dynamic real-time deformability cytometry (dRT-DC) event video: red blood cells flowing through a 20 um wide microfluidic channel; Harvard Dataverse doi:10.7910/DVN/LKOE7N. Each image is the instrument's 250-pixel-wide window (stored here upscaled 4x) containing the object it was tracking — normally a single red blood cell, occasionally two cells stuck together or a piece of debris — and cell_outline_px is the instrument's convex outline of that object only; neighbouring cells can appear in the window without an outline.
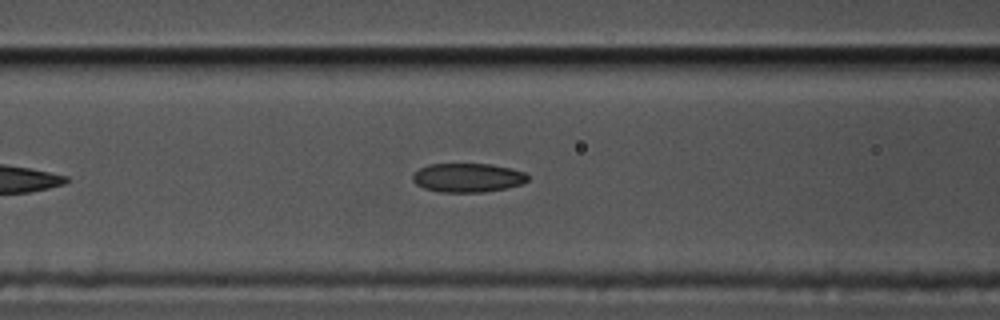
{"species": "common noctule bat (a hibernating species)", "species_latin": "Nyctalus noctula", "temperature_condition": "cold", "stored_images_in_passage": 25, "camera_frame_rate_fps": 3000, "um_per_image_px": 0.085, "animal": {"sex": "male", "body_mass_g": 17.5, "forearm_length_mm": 52.3}, "frame": {"image": 1, "passage_image": 11, "time_ms": 3.333, "image_size_px": [1000, 320], "cell_outline_px": [[528, 180], [520, 184], [508, 188], [484, 192], [440, 192], [424, 188], [416, 184], [412, 180], [412, 176], [420, 168], [428, 164], [492, 164], [512, 168], [524, 172], [528, 176]], "centroid_in_image_um": [39.76, 15.1], "position_along_channel_um": 126.8, "area_um2": 19.48}}
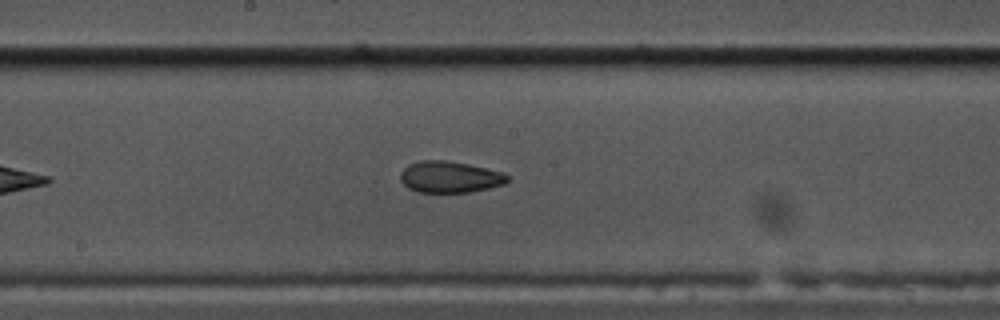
{"frame": {"image": 2, "passage_image": 18, "time_ms": 5.667, "image_size_px": [1000, 320], "cell_outline_px": [[508, 180], [504, 184], [488, 188], [468, 192], [416, 192], [408, 188], [400, 180], [400, 172], [408, 164], [420, 160], [444, 160], [468, 164], [504, 172], [508, 176]], "centroid_in_image_um": [38.2, 15.04], "position_along_channel_um": 210.0, "area_um2": 19.65}}
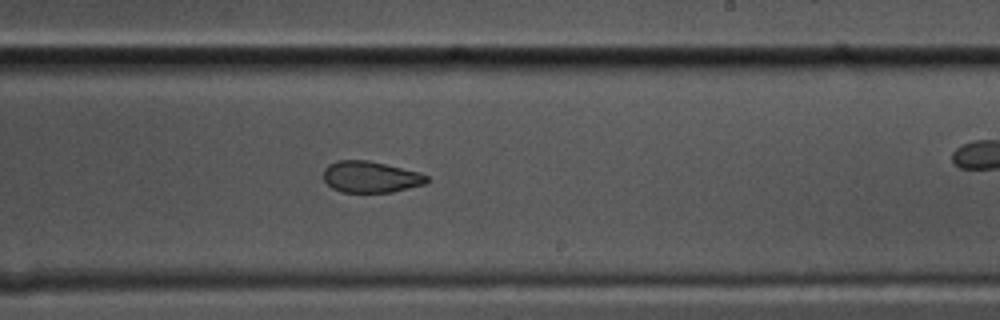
{"frame": {"image": 3, "passage_image": 22, "time_ms": 7.0, "image_size_px": [1000, 320], "cell_outline_px": [[428, 180], [424, 184], [392, 192], [340, 192], [332, 188], [324, 180], [324, 168], [328, 164], [336, 160], [368, 160], [420, 172], [428, 176]], "centroid_in_image_um": [31.48, 15.03], "position_along_channel_um": 257.5, "area_um2": 18.9}}